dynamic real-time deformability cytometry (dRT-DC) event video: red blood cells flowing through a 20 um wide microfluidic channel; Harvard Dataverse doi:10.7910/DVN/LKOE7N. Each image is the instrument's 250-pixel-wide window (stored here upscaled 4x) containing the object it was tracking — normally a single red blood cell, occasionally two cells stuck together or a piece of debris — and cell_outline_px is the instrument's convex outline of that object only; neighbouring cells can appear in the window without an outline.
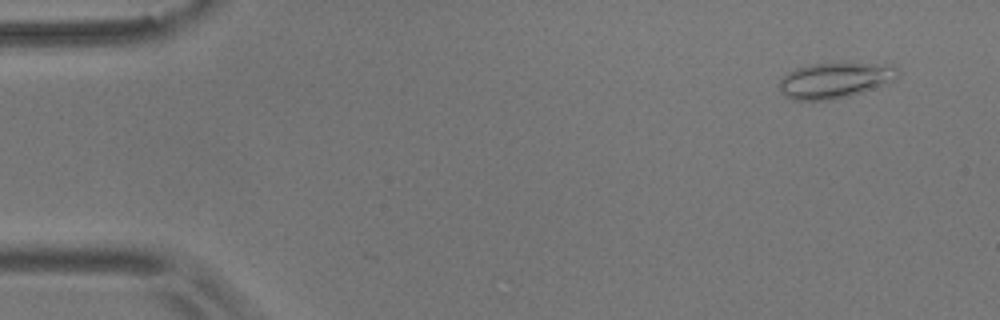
{"species": "common noctule bat (a hibernating species)", "species_latin": "Nyctalus noctula", "temperature_condition": "room temperature", "stored_images_in_passage": 5, "camera_frame_rate_fps": 3000, "um_per_image_px": 0.085, "animal": {"sex": "male", "body_mass_g": 17.9}, "frame": {"image": 1, "passage_image": 3, "time_ms": 0.667, "image_size_px": [1000, 320], "cell_outline_px": [[900, 72], [892, 80], [864, 92], [848, 96], [828, 100], [792, 100], [784, 96], [780, 92], [780, 80], [788, 72], [796, 68], [812, 64], [876, 64], [896, 68]], "centroid_in_image_um": [70.88, 6.85], "position_along_channel_um": 14.1, "area_um2": 23.99}}